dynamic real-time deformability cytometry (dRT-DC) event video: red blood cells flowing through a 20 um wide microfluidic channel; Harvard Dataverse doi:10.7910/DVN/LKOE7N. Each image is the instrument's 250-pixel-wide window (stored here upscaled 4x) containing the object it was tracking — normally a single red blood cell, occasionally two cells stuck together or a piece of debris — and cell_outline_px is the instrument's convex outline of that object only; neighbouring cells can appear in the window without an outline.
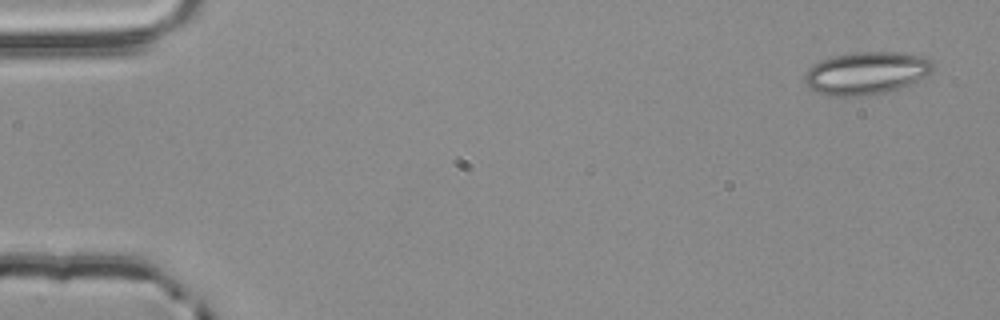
{"species": "common noctule bat (a hibernating species)", "species_latin": "Nyctalus noctula", "temperature_condition": "room temperature", "stored_images_in_passage": 4, "camera_frame_rate_fps": 3000, "um_per_image_px": 0.085, "animal": {"sex": "male", "body_mass_g": 20.4}, "frame": {"image": 1, "passage_image": 1, "time_ms": 0.0, "image_size_px": [1000, 320], "cell_outline_px": [[936, 68], [928, 76], [912, 84], [900, 88], [884, 92], [864, 96], [828, 96], [812, 88], [804, 80], [804, 76], [808, 68], [812, 64], [820, 60], [836, 56], [856, 52], [896, 52], [928, 56], [936, 64]], "centroid_in_image_um": [73.73, 6.2], "position_along_channel_um": 11.3, "area_um2": 32.25}}